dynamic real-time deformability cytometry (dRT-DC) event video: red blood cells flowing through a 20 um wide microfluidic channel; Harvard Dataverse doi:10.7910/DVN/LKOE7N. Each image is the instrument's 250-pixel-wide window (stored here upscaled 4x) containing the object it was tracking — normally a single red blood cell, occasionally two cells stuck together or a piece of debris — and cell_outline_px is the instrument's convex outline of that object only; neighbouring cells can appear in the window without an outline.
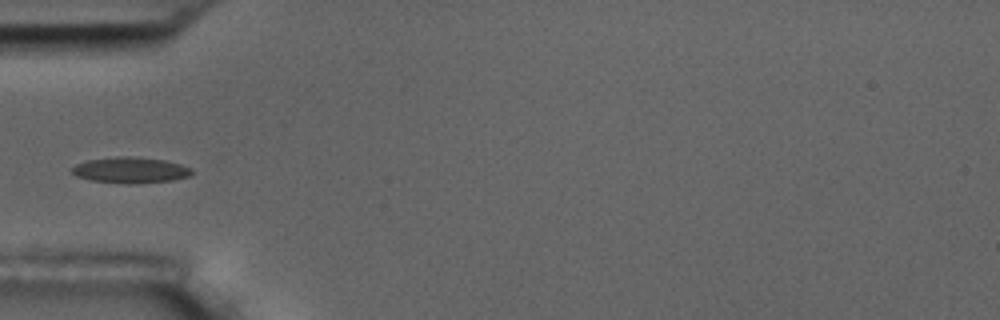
{"species": "common noctule bat (a hibernating species)", "species_latin": "Nyctalus noctula", "temperature_condition": "room temperature", "stored_images_in_passage": 7, "camera_frame_rate_fps": 3000, "um_per_image_px": 0.085, "animal": {"sex": "male", "body_mass_g": 17.5, "forearm_length_mm": 52.3}, "frame": {"image": 1, "passage_image": 6, "time_ms": 5.667, "image_size_px": [1000, 320], "cell_outline_px": [[192, 172], [188, 176], [172, 180], [136, 184], [128, 184], [92, 180], [76, 176], [72, 172], [72, 168], [76, 164], [88, 160], [120, 156], [128, 156], [164, 160], [180, 164], [192, 168]], "centroid_in_image_um": [11.09, 14.46], "position_along_channel_um": 73.9, "area_um2": 17.92}}